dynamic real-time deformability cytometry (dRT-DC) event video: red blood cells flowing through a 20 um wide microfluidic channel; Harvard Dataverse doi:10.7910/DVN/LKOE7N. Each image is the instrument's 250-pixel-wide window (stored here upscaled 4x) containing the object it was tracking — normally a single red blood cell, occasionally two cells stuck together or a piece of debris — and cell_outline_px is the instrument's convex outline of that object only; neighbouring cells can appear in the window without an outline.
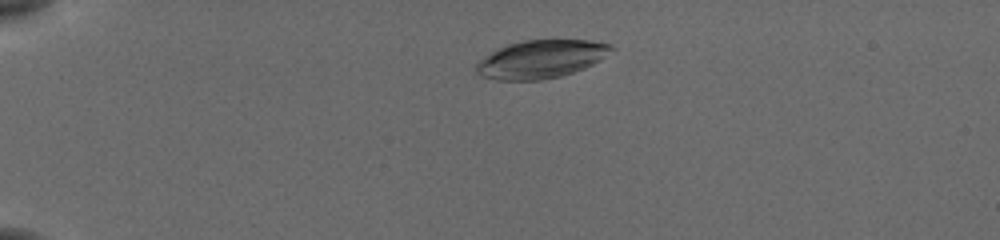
{"species": "common noctule bat (a hibernating species)", "species_latin": "Nyctalus noctula", "temperature_condition": "cold", "stored_images_in_passage": 50, "camera_frame_rate_fps": 3000, "um_per_image_px": 0.085, "animal": {"sex": "female", "body_mass_g": 19.5, "forearm_length_mm": 54.1}, "frame": {"image": 1, "passage_image": 8, "time_ms": 2.333, "image_size_px": [1000, 240], "cell_outline_px": [[616, 48], [600, 60], [584, 68], [560, 76], [540, 80], [496, 80], [484, 76], [476, 72], [472, 68], [484, 56], [508, 44], [524, 40], [592, 40], [612, 44]], "centroid_in_image_um": [46.0, 5.02], "position_along_channel_um": 39.0, "area_um2": 29.94}}
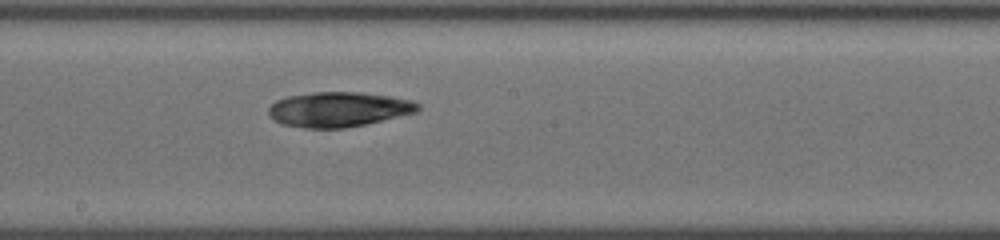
{"frame": {"image": 2, "passage_image": 27, "time_ms": 8.667, "image_size_px": [1000, 240], "cell_outline_px": [[420, 108], [416, 112], [364, 124], [344, 128], [304, 128], [280, 124], [268, 112], [268, 108], [276, 100], [288, 96], [316, 92], [360, 92], [388, 96], [412, 100], [420, 104]], "centroid_in_image_um": [28.77, 9.29], "position_along_channel_um": 219.4, "area_um2": 30.11}}
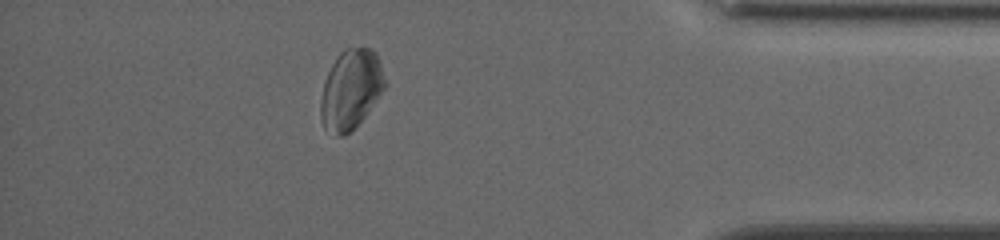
{"frame": {"image": 3, "passage_image": 44, "time_ms": 14.333, "image_size_px": [1000, 240], "cell_outline_px": [[388, 84], [364, 116], [344, 136], [340, 136], [324, 128], [320, 116], [320, 100], [324, 80], [332, 64], [340, 52], [344, 48], [372, 48], [376, 52], [380, 60]], "centroid_in_image_um": [29.83, 7.56], "position_along_channel_um": 405.4, "area_um2": 29.77}}